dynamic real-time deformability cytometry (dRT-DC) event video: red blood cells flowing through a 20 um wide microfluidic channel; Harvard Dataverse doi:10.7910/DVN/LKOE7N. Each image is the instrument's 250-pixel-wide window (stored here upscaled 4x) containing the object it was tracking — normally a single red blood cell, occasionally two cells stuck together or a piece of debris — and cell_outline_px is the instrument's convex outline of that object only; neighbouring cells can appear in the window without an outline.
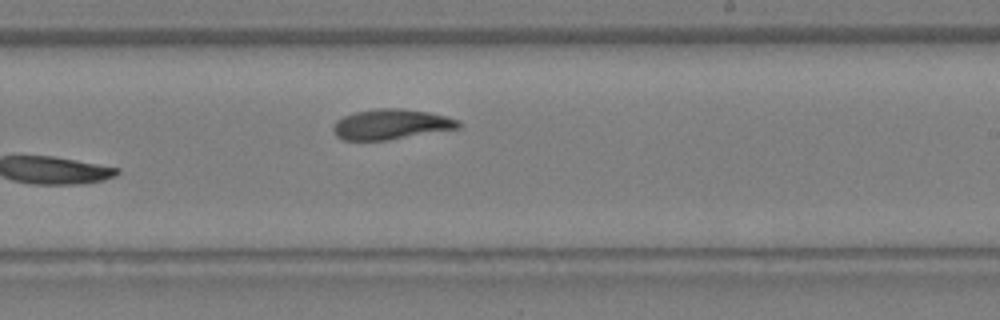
{"species": "Egyptian fruit bat (a non-hibernating species)", "species_latin": "Rousettus aegyptiacus", "temperature_condition": "warm", "stored_images_in_passage": 20, "camera_frame_rate_fps": 3000, "um_per_image_px": 0.085, "animal": {"sex": "female"}, "frame": {"image": 1, "passage_image": 20, "time_ms": 6.333, "image_size_px": [1000, 320], "cell_outline_px": [[464, 124], [460, 128], [388, 140], [344, 140], [336, 136], [332, 128], [336, 120], [344, 116], [356, 112], [376, 108], [400, 108], [428, 112], [460, 120]], "centroid_in_image_um": [33.26, 10.57], "position_along_channel_um": 255.7, "area_um2": 22.14}}